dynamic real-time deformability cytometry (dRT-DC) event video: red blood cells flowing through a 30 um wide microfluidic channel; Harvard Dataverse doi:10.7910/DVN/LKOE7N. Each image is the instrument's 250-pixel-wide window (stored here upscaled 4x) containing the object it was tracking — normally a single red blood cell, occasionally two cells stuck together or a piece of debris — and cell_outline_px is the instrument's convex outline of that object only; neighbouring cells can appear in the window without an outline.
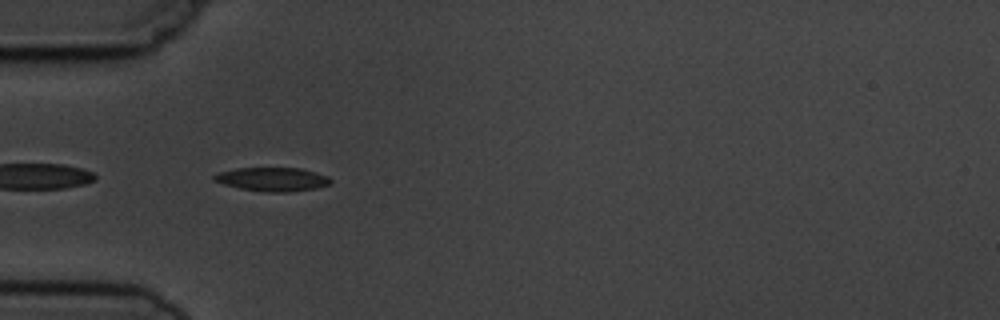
{"species": "common noctule bat (a hibernating species)", "species_latin": "Nyctalus noctula", "temperature_condition": "cold", "stored_images_in_passage": 7, "segment_of_instrument_passage": [2, 2], "camera_frame_rate_fps": 3000, "um_per_image_px": 0.085, "animal": {"sex": "male", "body_mass_g": 19.5, "forearm_length_mm": 54.6}, "frame": {"image": 1, "passage_image": 4, "time_ms": 3.333, "image_size_px": [1000, 320], "cell_outline_px": [[332, 180], [328, 184], [316, 188], [288, 192], [268, 192], [240, 188], [224, 184], [212, 180], [212, 176], [220, 172], [236, 168], [300, 168], [316, 172], [328, 176]], "centroid_in_image_um": [23.15, 15.23], "position_along_channel_um": 61.8, "area_um2": 16.01}}
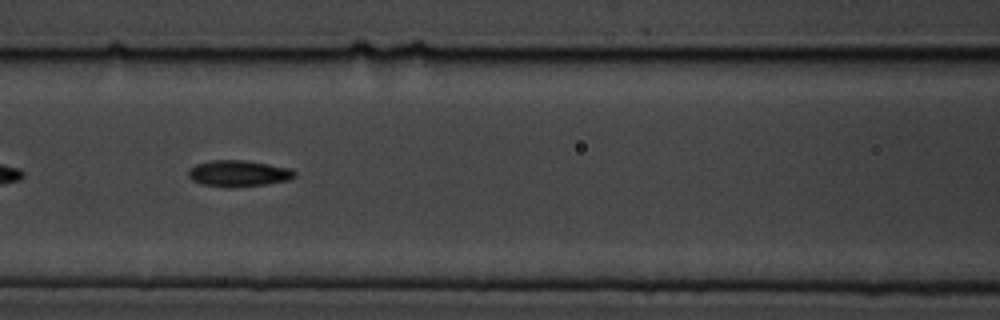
{"frame": {"image": 2, "passage_image": 6, "time_ms": 5.667, "image_size_px": [1000, 320], "cell_outline_px": [[296, 176], [288, 180], [268, 184], [228, 188], [224, 188], [200, 184], [192, 180], [188, 176], [188, 172], [196, 164], [212, 160], [244, 160], [292, 168], [296, 172]], "centroid_in_image_um": [20.29, 14.75], "position_along_channel_um": 146.3, "area_um2": 16.47}}
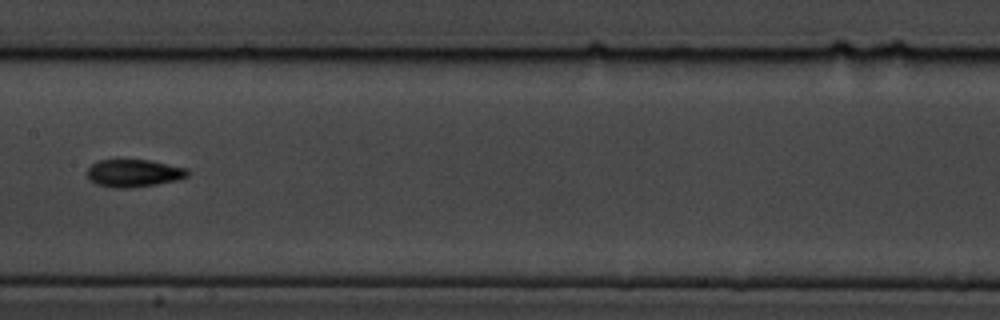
{"frame": {"image": 3, "passage_image": 7, "time_ms": 7.0, "image_size_px": [1000, 320], "cell_outline_px": [[188, 176], [180, 180], [156, 184], [128, 188], [116, 188], [96, 184], [88, 176], [88, 168], [92, 164], [100, 160], [148, 160], [188, 168]], "centroid_in_image_um": [11.41, 14.72], "position_along_channel_um": 196.0, "area_um2": 16.01}}